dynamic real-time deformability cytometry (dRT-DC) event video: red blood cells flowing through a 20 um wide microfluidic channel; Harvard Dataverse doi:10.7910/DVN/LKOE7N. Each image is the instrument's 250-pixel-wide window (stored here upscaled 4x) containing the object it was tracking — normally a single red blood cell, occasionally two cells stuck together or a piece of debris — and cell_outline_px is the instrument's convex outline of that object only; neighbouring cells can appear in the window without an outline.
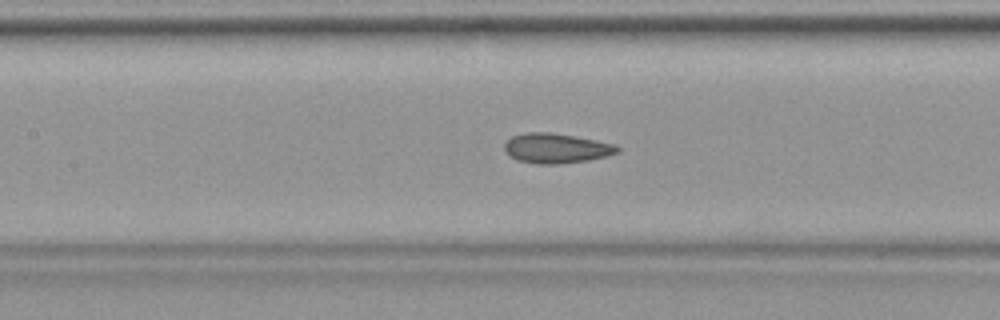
{"species": "common noctule bat (a hibernating species)", "species_latin": "Nyctalus noctula", "temperature_condition": "warm", "stored_images_in_passage": 40, "camera_frame_rate_fps": 3000, "um_per_image_px": 0.085, "animal": {"sex": "female", "body_mass_g": 19.9}, "frame": {"image": 1, "passage_image": 18, "time_ms": 5.667, "image_size_px": [1000, 320], "cell_outline_px": [[620, 152], [608, 156], [588, 160], [556, 164], [536, 164], [516, 160], [504, 152], [504, 144], [512, 136], [528, 132], [552, 132], [576, 136], [616, 144], [620, 148]], "centroid_in_image_um": [47.29, 12.6], "position_along_channel_um": 160.1, "area_um2": 19.88}}